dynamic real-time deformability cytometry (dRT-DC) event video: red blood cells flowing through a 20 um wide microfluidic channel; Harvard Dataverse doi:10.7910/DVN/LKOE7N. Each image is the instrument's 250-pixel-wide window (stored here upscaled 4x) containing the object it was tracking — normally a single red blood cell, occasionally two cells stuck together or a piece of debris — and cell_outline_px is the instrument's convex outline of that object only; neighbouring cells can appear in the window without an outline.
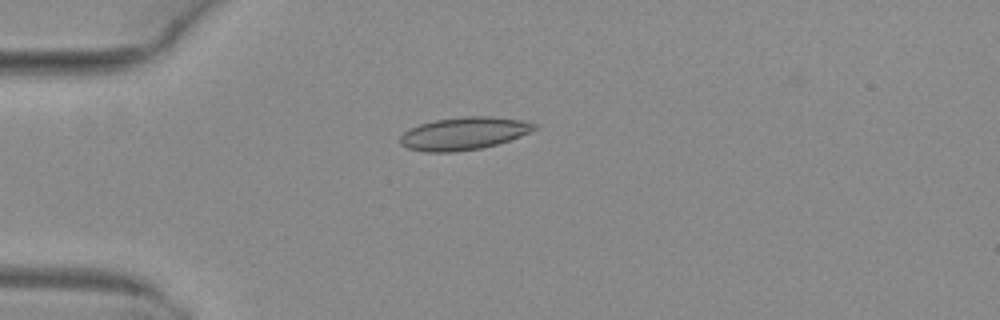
{"species": "common noctule bat (a hibernating species)", "species_latin": "Nyctalus noctula", "temperature_condition": "warm", "stored_images_in_passage": 52, "camera_frame_rate_fps": 3000, "um_per_image_px": 0.085, "animal": {"sex": "female", "body_mass_g": 29.2, "forearm_length_mm": 56.3}, "frame": {"image": 1, "passage_image": 15, "time_ms": 4.667, "image_size_px": [1000, 320], "cell_outline_px": [[540, 128], [520, 136], [496, 144], [480, 148], [452, 152], [424, 152], [408, 148], [400, 144], [400, 136], [408, 128], [420, 124], [436, 120], [464, 116], [492, 116], [520, 120], [536, 124]], "centroid_in_image_um": [39.41, 11.34], "position_along_channel_um": 45.6, "area_um2": 25.49}}
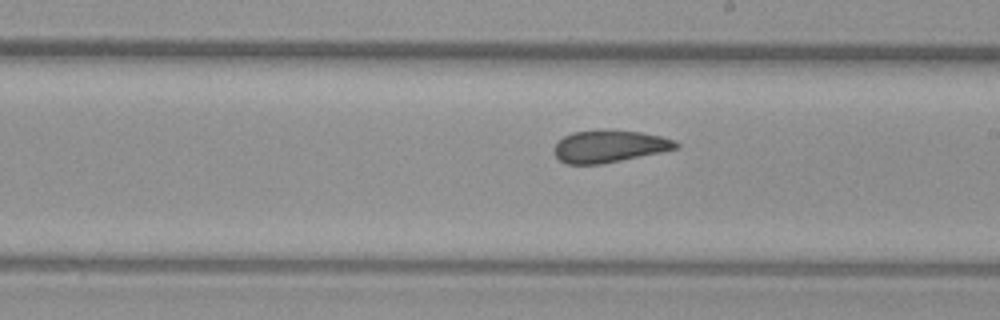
{"frame": {"image": 2, "passage_image": 31, "time_ms": 10.0, "image_size_px": [1000, 320], "cell_outline_px": [[680, 144], [676, 148], [660, 152], [600, 164], [564, 164], [556, 156], [552, 148], [564, 136], [572, 132], [640, 132], [660, 136], [676, 140]], "centroid_in_image_um": [51.77, 12.47], "position_along_channel_um": 237.2, "area_um2": 22.02}}
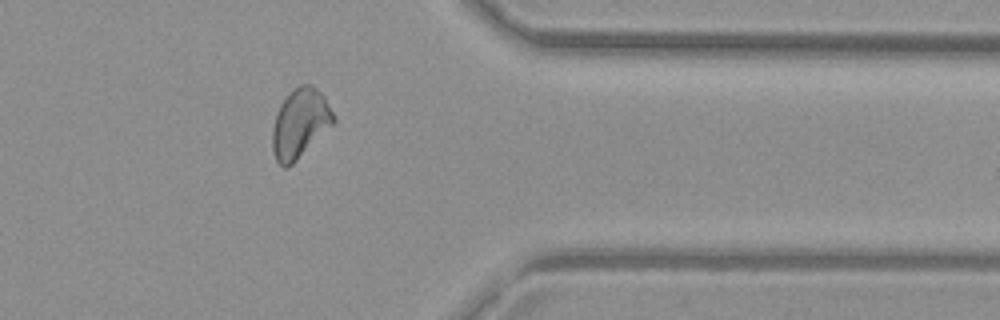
{"frame": {"image": 3, "passage_image": 43, "time_ms": 14.0, "image_size_px": [1000, 320], "cell_outline_px": [[336, 120], [288, 168], [284, 168], [276, 160], [272, 148], [272, 128], [276, 112], [280, 104], [292, 88], [300, 84], [312, 84], [324, 96]], "centroid_in_image_um": [25.46, 10.46], "position_along_channel_um": 385.9, "area_um2": 24.39}, "authors_computed_cell_mechanics": {"area_um2": 24.0159, "velocity_mm_per_s": 4.0423, "shape_relaxation_time_tau1_ms": null, "shape_relaxation_time_tau2_ms": 1.684, "deformation_change_tau1": null, "deformation_change_tau2": 0.0756}}